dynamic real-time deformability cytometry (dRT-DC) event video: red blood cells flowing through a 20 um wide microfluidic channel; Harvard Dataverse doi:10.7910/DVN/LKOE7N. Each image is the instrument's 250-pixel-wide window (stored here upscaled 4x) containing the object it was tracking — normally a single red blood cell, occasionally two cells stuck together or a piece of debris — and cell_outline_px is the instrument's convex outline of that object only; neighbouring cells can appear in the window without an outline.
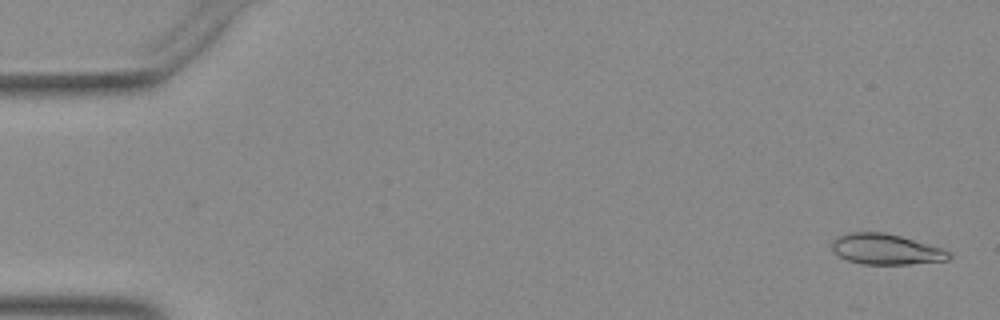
{"species": "Egyptian fruit bat (a non-hibernating species)", "species_latin": "Rousettus aegyptiacus", "temperature_condition": "warm", "stored_images_in_passage": 51, "camera_frame_rate_fps": 3000, "um_per_image_px": 0.085, "animal": {"sex": "female"}, "frame": {"image": 1, "passage_image": 2, "time_ms": 0.333, "image_size_px": [1000, 320], "cell_outline_px": [[952, 256], [948, 260], [908, 264], [864, 264], [848, 260], [840, 256], [832, 248], [832, 240], [836, 236], [848, 232], [884, 232], [900, 236], [940, 248], [952, 252]], "centroid_in_image_um": [75.29, 21.18], "position_along_channel_um": 9.7, "area_um2": 20.69}}
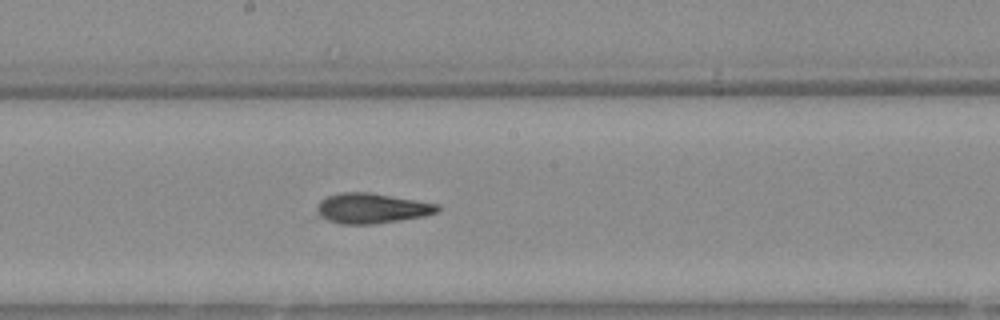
{"frame": {"image": 2, "passage_image": 28, "time_ms": 9.0, "image_size_px": [1000, 320], "cell_outline_px": [[440, 208], [436, 212], [424, 216], [400, 220], [372, 224], [340, 224], [328, 220], [320, 216], [320, 200], [328, 196], [340, 192], [368, 192], [440, 204]], "centroid_in_image_um": [31.64, 17.7], "position_along_channel_um": 216.6, "area_um2": 20.87}}
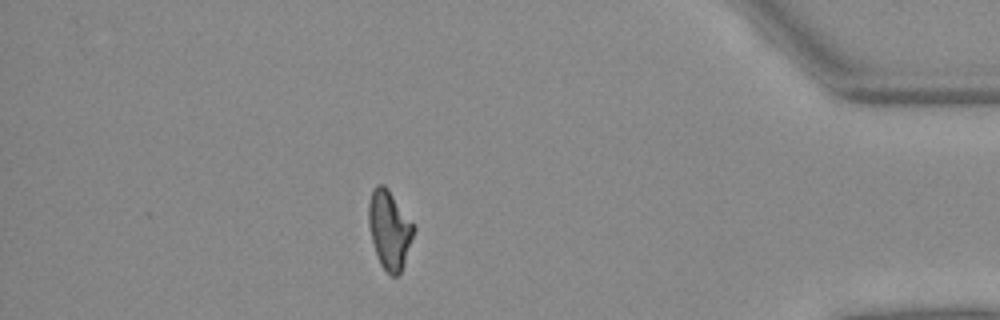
{"frame": {"image": 3, "passage_image": 45, "time_ms": 14.667, "image_size_px": [1000, 320], "cell_outline_px": [[416, 228], [400, 276], [392, 276], [380, 264], [372, 240], [368, 224], [368, 204], [372, 188], [376, 184], [384, 184], [388, 188], [416, 224]], "centroid_in_image_um": [33.12, 19.48], "position_along_channel_um": 402.1, "area_um2": 21.04}}